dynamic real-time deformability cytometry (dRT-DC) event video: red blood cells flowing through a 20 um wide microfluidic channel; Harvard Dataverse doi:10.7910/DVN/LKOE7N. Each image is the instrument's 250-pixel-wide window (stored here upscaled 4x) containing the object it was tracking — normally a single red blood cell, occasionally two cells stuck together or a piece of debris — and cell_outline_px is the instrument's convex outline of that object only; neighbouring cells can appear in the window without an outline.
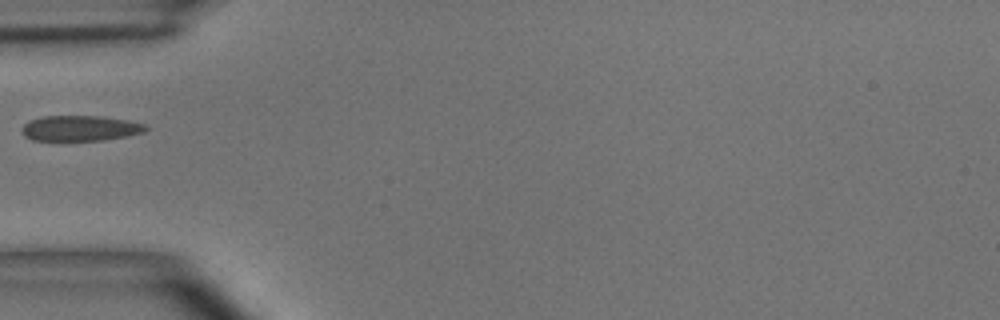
{"species": "common noctule bat (a hibernating species)", "species_latin": "Nyctalus noctula", "temperature_condition": "room temperature", "stored_images_in_passage": 1, "camera_frame_rate_fps": 3000, "um_per_image_px": 0.085, "animal": {"sex": "male", "body_mass_g": 15.6}, "frame": {"image": 1, "passage_image": 1, "time_ms": 0.0, "image_size_px": [1000, 320], "cell_outline_px": [[148, 128], [144, 132], [128, 136], [104, 140], [32, 140], [24, 136], [20, 132], [20, 128], [28, 120], [44, 116], [100, 116], [128, 120], [144, 124]], "centroid_in_image_um": [6.78, 10.9], "position_along_channel_um": 78.2, "area_um2": 18.5}}